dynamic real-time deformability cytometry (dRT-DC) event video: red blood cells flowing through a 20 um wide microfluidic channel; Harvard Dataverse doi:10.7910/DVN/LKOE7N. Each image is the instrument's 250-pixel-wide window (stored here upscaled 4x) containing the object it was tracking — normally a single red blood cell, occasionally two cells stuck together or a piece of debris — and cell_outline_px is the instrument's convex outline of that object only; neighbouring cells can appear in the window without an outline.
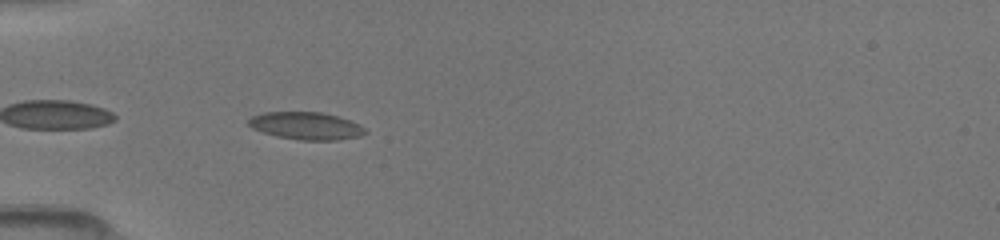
{"species": "common noctule bat (a hibernating species)", "species_latin": "Nyctalus noctula", "temperature_condition": "room temperature", "stored_images_in_passage": 49, "camera_frame_rate_fps": 3000, "um_per_image_px": 0.085, "animal": {"sex": "female", "body_mass_g": 19.5, "forearm_length_mm": 54.1}, "frame": {"image": 1, "passage_image": 3, "time_ms": 0.667, "image_size_px": [1000, 240], "cell_outline_px": [[368, 132], [360, 136], [336, 140], [300, 140], [276, 136], [252, 128], [248, 124], [248, 120], [252, 116], [264, 112], [320, 112], [336, 116], [360, 124]], "centroid_in_image_um": [26.02, 10.7], "position_along_channel_um": 59.0, "area_um2": 18.55}}
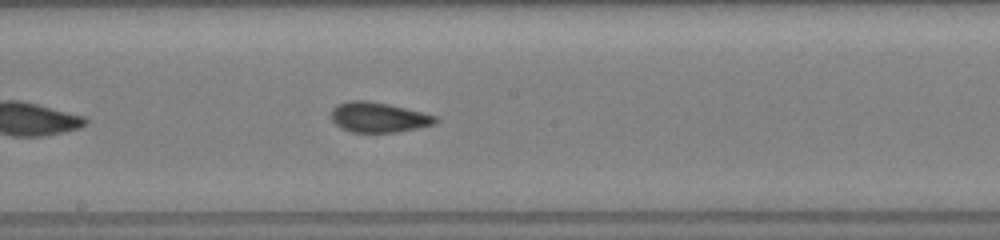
{"frame": {"image": 2, "passage_image": 19, "time_ms": 4.667, "image_size_px": [1000, 240], "cell_outline_px": [[440, 120], [436, 124], [396, 132], [352, 132], [340, 128], [332, 120], [332, 108], [336, 104], [348, 100], [368, 100], [388, 104], [436, 116]], "centroid_in_image_um": [32.15, 9.96], "position_along_channel_um": 216.1, "area_um2": 18.26}}
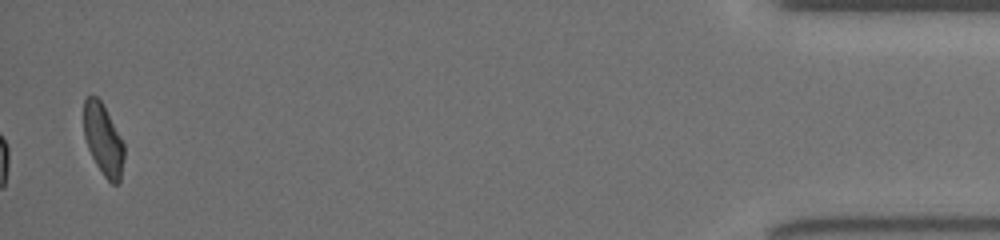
{"frame": {"image": 3, "passage_image": 49, "time_ms": 11.667, "image_size_px": [1000, 240], "cell_outline_px": [[124, 156], [120, 180], [116, 184], [112, 184], [104, 176], [96, 164], [88, 148], [84, 136], [84, 100], [88, 96], [96, 96], [100, 100], [124, 144]], "centroid_in_image_um": [8.77, 11.89], "position_along_channel_um": 426.4, "area_um2": 16.42}}